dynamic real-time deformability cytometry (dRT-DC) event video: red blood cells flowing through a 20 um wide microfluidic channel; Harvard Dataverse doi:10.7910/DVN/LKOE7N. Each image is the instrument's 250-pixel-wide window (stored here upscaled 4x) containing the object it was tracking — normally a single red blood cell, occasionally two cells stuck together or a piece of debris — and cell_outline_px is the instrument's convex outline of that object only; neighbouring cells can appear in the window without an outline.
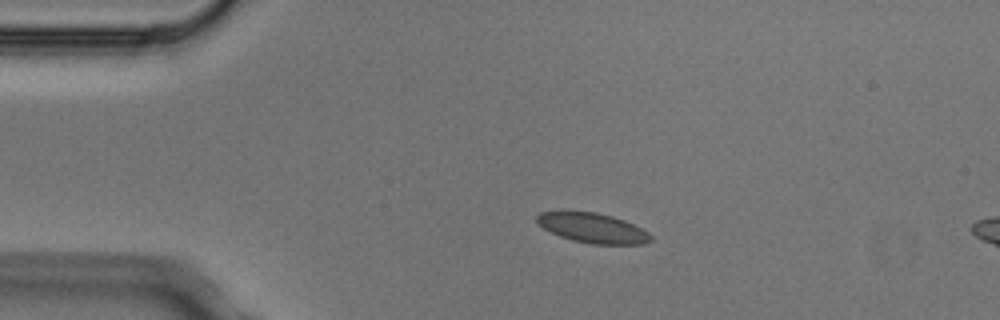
{"species": "Egyptian fruit bat (a non-hibernating species)", "species_latin": "Rousettus aegyptiacus", "temperature_condition": "cold", "stored_images_in_passage": 3, "camera_frame_rate_fps": 3000, "um_per_image_px": 0.085, "animal": {"sex": "male"}, "frame": {"image": 1, "passage_image": 2, "time_ms": 0.333, "image_size_px": [1000, 320], "cell_outline_px": [[652, 240], [644, 244], [592, 244], [572, 240], [560, 236], [544, 228], [536, 220], [536, 216], [540, 212], [564, 208], [596, 212], [612, 216], [624, 220], [648, 232], [652, 236]], "centroid_in_image_um": [50.32, 19.33], "position_along_channel_um": 34.7, "area_um2": 20.29}}